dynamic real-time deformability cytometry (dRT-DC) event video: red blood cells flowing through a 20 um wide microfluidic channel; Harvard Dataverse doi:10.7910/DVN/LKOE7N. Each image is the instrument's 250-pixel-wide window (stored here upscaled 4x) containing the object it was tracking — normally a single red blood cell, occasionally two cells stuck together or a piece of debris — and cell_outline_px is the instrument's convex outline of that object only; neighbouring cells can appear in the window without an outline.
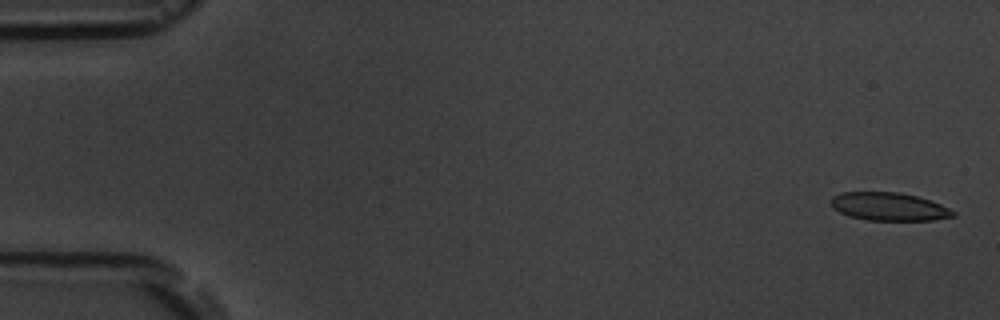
{"species": "common noctule bat (a hibernating species)", "species_latin": "Nyctalus noctula", "temperature_condition": "room temperature", "stored_images_in_passage": 6, "camera_frame_rate_fps": 3000, "um_per_image_px": 0.085, "animal": {"sex": "male", "body_mass_g": 19.5, "forearm_length_mm": 54.6}, "frame": {"image": 1, "passage_image": 1, "time_ms": 0.0, "image_size_px": [1000, 320], "cell_outline_px": [[956, 216], [932, 220], [868, 220], [848, 216], [832, 208], [832, 196], [840, 192], [900, 192], [916, 196], [940, 204], [956, 212]], "centroid_in_image_um": [75.55, 17.56], "position_along_channel_um": 9.5, "area_um2": 19.94}}